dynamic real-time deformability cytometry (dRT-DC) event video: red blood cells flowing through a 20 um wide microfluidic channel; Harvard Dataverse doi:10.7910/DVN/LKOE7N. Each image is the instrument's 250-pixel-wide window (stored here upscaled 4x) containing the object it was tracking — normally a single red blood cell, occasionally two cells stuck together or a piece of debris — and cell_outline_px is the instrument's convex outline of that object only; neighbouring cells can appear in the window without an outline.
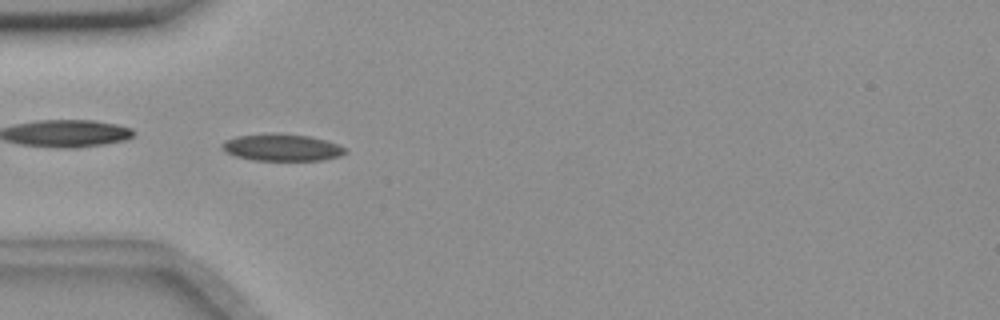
{"species": "common noctule bat (a hibernating species)", "species_latin": "Nyctalus noctula", "temperature_condition": "room temperature", "stored_images_in_passage": 6, "camera_frame_rate_fps": 3000, "um_per_image_px": 0.085, "animal": {"sex": "female", "body_mass_g": 18.4}, "frame": {"image": 1, "passage_image": 5, "time_ms": 4.667, "image_size_px": [1000, 320], "cell_outline_px": [[348, 152], [340, 156], [320, 160], [252, 160], [236, 156], [224, 152], [220, 148], [220, 144], [224, 140], [236, 136], [272, 132], [276, 132], [308, 136], [328, 140], [340, 144], [348, 148]], "centroid_in_image_um": [23.96, 12.52], "position_along_channel_um": 61.0, "area_um2": 19.88}}